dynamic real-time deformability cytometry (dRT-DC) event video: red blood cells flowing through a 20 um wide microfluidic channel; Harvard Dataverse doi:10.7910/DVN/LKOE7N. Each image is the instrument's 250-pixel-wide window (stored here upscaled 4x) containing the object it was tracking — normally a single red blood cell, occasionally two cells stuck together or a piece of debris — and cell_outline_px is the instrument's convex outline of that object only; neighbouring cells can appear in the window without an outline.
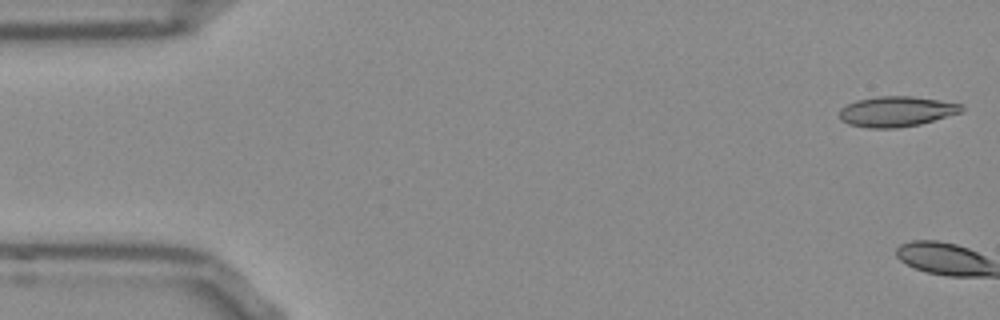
{"species": "Egyptian fruit bat (a non-hibernating species)", "species_latin": "Rousettus aegyptiacus", "temperature_condition": "room temperature", "stored_images_in_passage": 3, "camera_frame_rate_fps": 3000, "um_per_image_px": 0.085, "frame": {"image": 1, "passage_image": 1, "time_ms": 0.0, "image_size_px": [1000, 320], "cell_outline_px": [[964, 108], [960, 112], [920, 124], [896, 128], [868, 128], [848, 124], [840, 120], [840, 108], [856, 100], [880, 96], [912, 96], [964, 104]], "centroid_in_image_um": [76.18, 9.47], "position_along_channel_um": 8.8, "area_um2": 21.5}}